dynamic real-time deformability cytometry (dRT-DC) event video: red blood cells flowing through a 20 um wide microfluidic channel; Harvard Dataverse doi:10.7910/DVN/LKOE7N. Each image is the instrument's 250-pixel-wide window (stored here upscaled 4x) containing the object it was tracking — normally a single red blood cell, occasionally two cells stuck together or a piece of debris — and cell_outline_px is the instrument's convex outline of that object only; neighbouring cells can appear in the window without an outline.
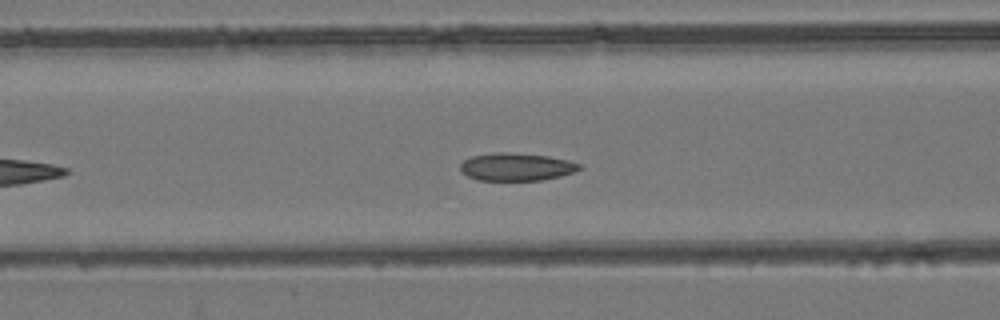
{"species": "common noctule bat (a hibernating species)", "species_latin": "Nyctalus noctula", "temperature_condition": "room temperature", "stored_images_in_passage": 24, "camera_frame_rate_fps": 3000, "um_per_image_px": 0.085, "animal": {"sex": "female", "body_mass_g": 24.6, "forearm_length_mm": 56.2}, "frame": {"image": 1, "passage_image": 10, "time_ms": 3.0, "image_size_px": [1000, 320], "cell_outline_px": [[584, 168], [576, 172], [560, 176], [540, 180], [476, 180], [460, 172], [460, 164], [464, 160], [472, 156], [492, 152], [508, 152], [548, 156], [568, 160], [580, 164]], "centroid_in_image_um": [43.89, 14.18], "position_along_channel_um": 122.7, "area_um2": 19.42}}
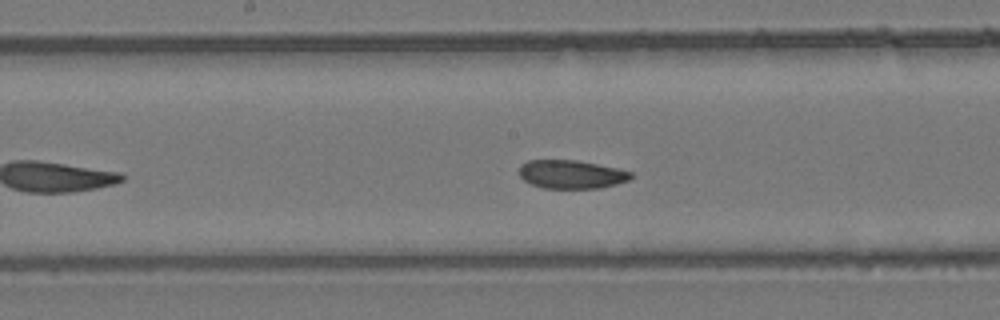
{"frame": {"image": 2, "passage_image": 16, "time_ms": 5.0, "image_size_px": [1000, 320], "cell_outline_px": [[632, 176], [628, 180], [616, 184], [600, 188], [544, 188], [532, 184], [524, 180], [520, 176], [520, 164], [528, 160], [576, 160], [616, 168], [632, 172]], "centroid_in_image_um": [48.55, 14.81], "position_along_channel_um": 199.7, "area_um2": 18.38}}
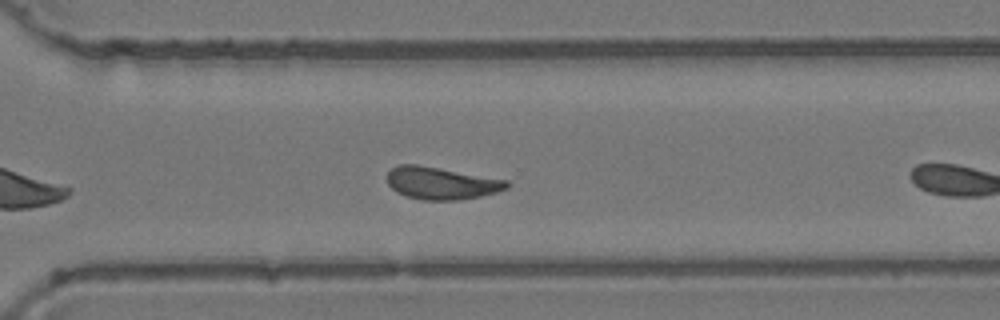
{"frame": {"image": 3, "passage_image": 23, "time_ms": 7.333, "image_size_px": [1000, 320], "cell_outline_px": [[508, 188], [496, 192], [480, 196], [460, 200], [424, 200], [404, 196], [396, 192], [388, 184], [388, 172], [392, 168], [400, 164], [420, 164], [508, 180]], "centroid_in_image_um": [37.5, 15.56], "position_along_channel_um": 333.1, "area_um2": 22.66}}